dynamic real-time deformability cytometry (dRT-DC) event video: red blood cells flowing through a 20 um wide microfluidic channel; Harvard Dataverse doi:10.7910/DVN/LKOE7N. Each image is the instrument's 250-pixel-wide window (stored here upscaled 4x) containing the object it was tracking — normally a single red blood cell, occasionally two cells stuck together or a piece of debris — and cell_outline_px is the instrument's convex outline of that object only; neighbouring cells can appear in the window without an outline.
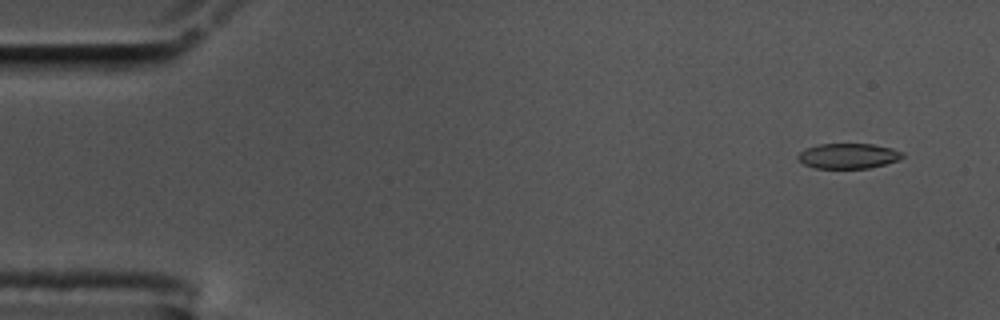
{"species": "common noctule bat (a hibernating species)", "species_latin": "Nyctalus noctula", "temperature_condition": "cold", "stored_images_in_passage": 13, "camera_frame_rate_fps": 3000, "um_per_image_px": 0.085, "animal": {"sex": "male", "body_mass_g": 17.5, "forearm_length_mm": 52.3}, "frame": {"image": 1, "passage_image": 4, "time_ms": 1.0, "image_size_px": [1000, 320], "cell_outline_px": [[904, 156], [900, 160], [868, 168], [816, 168], [804, 164], [796, 160], [796, 156], [804, 148], [820, 144], [872, 144], [892, 148], [904, 152]], "centroid_in_image_um": [72.09, 13.25], "position_along_channel_um": 12.9, "area_um2": 15.49}}